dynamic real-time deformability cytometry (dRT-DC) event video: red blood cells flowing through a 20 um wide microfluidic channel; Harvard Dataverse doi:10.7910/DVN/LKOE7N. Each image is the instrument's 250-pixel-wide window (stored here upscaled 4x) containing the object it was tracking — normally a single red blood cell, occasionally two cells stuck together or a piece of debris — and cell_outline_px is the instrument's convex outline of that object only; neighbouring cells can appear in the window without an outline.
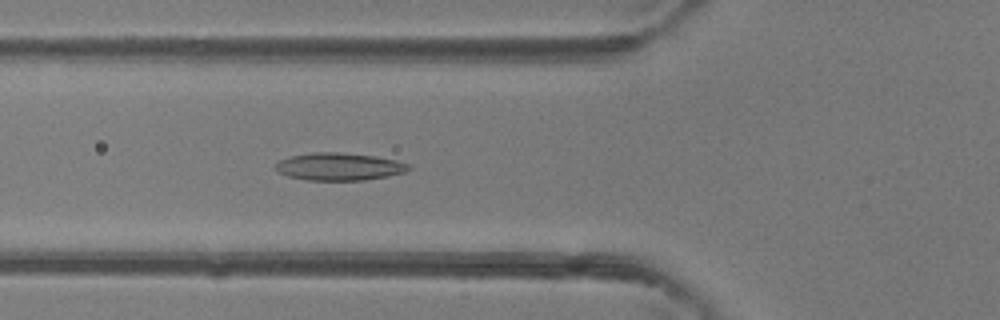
{"species": "common noctule bat (a hibernating species)", "species_latin": "Nyctalus noctula", "temperature_condition": "room temperature", "stored_images_in_passage": 47, "camera_frame_rate_fps": 3000, "um_per_image_px": 0.085, "animal": {"sex": "female"}, "frame": {"image": 1, "passage_image": 17, "time_ms": 5.333, "image_size_px": [1000, 320], "cell_outline_px": [[412, 168], [404, 172], [388, 176], [364, 180], [308, 180], [288, 176], [280, 172], [276, 168], [276, 164], [280, 160], [292, 156], [312, 152], [336, 152], [376, 156], [396, 160], [408, 164]], "centroid_in_image_um": [28.86, 14.16], "position_along_channel_um": 96.9, "area_um2": 21.15}}
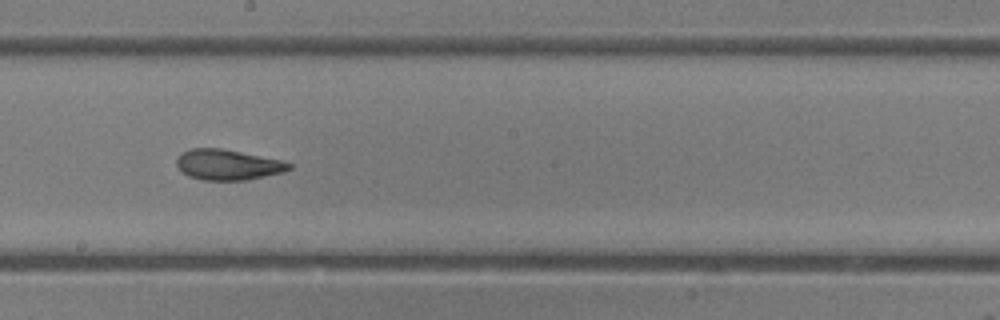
{"frame": {"image": 2, "passage_image": 26, "time_ms": 8.333, "image_size_px": [1000, 320], "cell_outline_px": [[292, 168], [284, 172], [248, 180], [200, 180], [188, 176], [180, 172], [176, 164], [176, 160], [180, 152], [192, 148], [220, 148], [280, 160], [292, 164]], "centroid_in_image_um": [19.32, 14.01], "position_along_channel_um": 228.9, "area_um2": 20.11}}
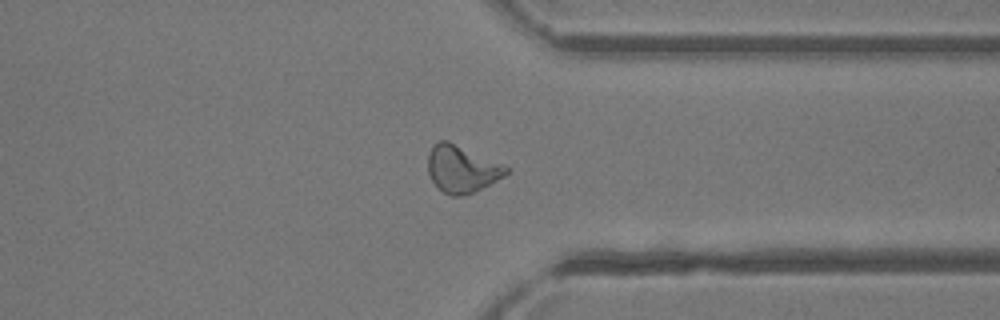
{"frame": {"image": 3, "passage_image": 36, "time_ms": 11.667, "image_size_px": [1000, 320], "cell_outline_px": [[512, 168], [504, 176], [464, 196], [448, 196], [432, 180], [428, 172], [428, 152], [432, 144], [440, 140], [448, 140], [504, 164]], "centroid_in_image_um": [39.25, 14.33], "position_along_channel_um": 372.2, "area_um2": 21.5}, "authors_computed_cell_mechanics": {"area_um2": 21.386, "velocity_mm_per_s": 4.3786, "shape_relaxation_time_tau1_ms": 6.0215, "shape_relaxation_time_tau2_ms": 1.684, "deformation_change_tau1": 0.1775, "deformation_change_tau2": 0.0856}}